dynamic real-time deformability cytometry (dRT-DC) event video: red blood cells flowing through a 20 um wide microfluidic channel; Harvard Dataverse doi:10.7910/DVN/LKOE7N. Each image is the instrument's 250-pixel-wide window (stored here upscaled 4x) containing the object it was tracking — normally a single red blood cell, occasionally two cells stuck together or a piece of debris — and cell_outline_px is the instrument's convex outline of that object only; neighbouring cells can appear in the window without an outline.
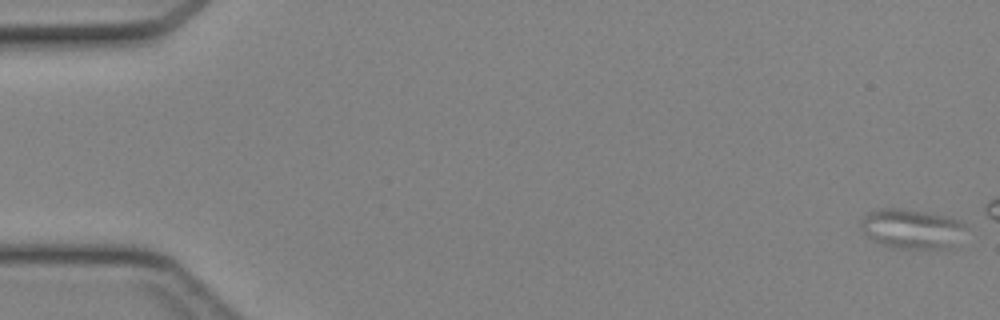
{"species": "Egyptian fruit bat (a non-hibernating species)", "species_latin": "Rousettus aegyptiacus", "temperature_condition": "cold", "stored_images_in_passage": 9, "camera_frame_rate_fps": 3000, "um_per_image_px": 0.085, "animal": {"sex": "female"}, "frame": {"image": 1, "passage_image": 1, "time_ms": 0.0, "image_size_px": [1000, 320], "cell_outline_px": [[968, 228], [948, 248], [936, 252], [892, 248], [880, 244], [872, 240], [860, 228], [860, 220], [868, 212], [880, 208], [900, 208], [948, 216], [960, 220]], "centroid_in_image_um": [77.5, 19.49], "position_along_channel_um": 7.5, "area_um2": 25.03}}